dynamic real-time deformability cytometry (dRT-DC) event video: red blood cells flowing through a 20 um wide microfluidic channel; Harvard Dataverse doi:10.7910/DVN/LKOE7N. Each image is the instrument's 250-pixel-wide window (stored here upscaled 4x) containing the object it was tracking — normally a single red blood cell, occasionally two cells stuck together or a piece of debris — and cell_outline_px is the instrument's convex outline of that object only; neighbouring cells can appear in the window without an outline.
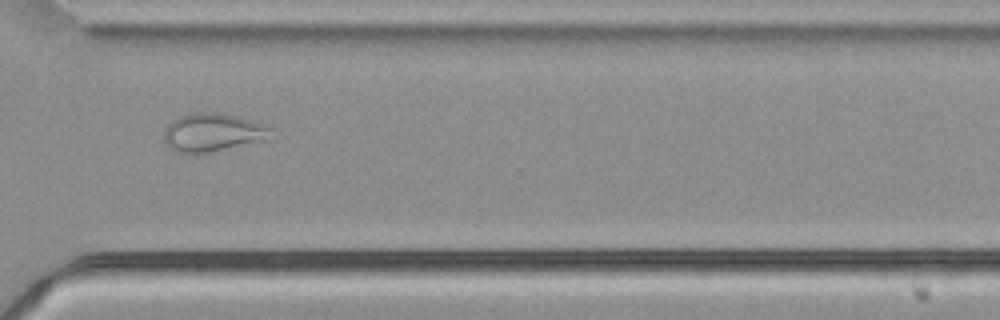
{"species": "common noctule bat (a hibernating species)", "species_latin": "Nyctalus noctula", "temperature_condition": "cold", "stored_images_in_passage": 38, "camera_frame_rate_fps": 3000, "um_per_image_px": 0.085, "animal": {"sex": "male", "body_mass_g": 21.5, "forearm_length_mm": 52.0}, "frame": {"image": 1, "passage_image": 27, "time_ms": 8.667, "image_size_px": [1000, 320], "cell_outline_px": [[272, 140], [212, 152], [176, 152], [168, 148], [164, 140], [164, 128], [172, 120], [180, 116], [192, 112], [216, 112], [240, 116], [264, 124], [272, 128]], "centroid_in_image_um": [18.15, 11.25], "position_along_channel_um": 352.5, "area_um2": 24.51}, "authors_computed_cell_mechanics": {"area_um2": 24.2471, "velocity_mm_per_s": 3.7449, "shape_relaxation_time_tau1_ms": null, "shape_relaxation_time_tau2_ms": 1.9093, "deformation_change_tau1": null, "deformation_change_tau2": 0.0888}}